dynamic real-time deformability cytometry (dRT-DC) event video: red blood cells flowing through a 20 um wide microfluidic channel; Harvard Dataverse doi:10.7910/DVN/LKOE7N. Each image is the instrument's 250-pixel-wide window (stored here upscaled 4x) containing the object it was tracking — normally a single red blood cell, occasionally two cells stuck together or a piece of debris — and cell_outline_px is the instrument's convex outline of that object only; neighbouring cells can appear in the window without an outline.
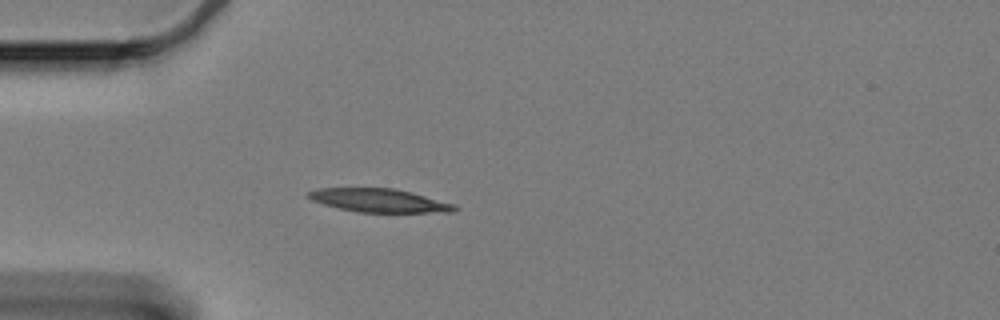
{"species": "Egyptian fruit bat (a non-hibernating species)", "species_latin": "Rousettus aegyptiacus", "temperature_condition": "cold", "stored_images_in_passage": 44, "camera_frame_rate_fps": 3000, "um_per_image_px": 0.085, "animal": {"sex": "female"}, "frame": {"image": 1, "passage_image": 1, "time_ms": 0.0, "image_size_px": [1000, 320], "cell_outline_px": [[460, 208], [456, 212], [356, 212], [324, 204], [312, 200], [308, 196], [308, 192], [320, 188], [392, 188], [412, 192], [456, 204]], "centroid_in_image_um": [32.31, 17.04], "position_along_channel_um": 52.7, "area_um2": 19.94}}
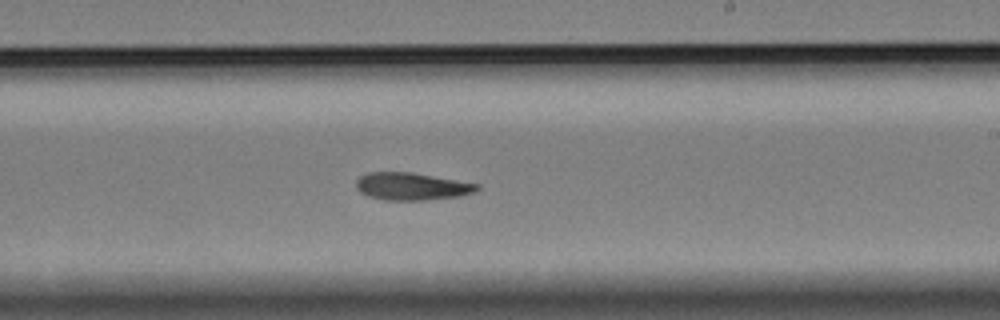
{"frame": {"image": 2, "passage_image": 20, "time_ms": 6.333, "image_size_px": [1000, 320], "cell_outline_px": [[480, 188], [472, 192], [460, 196], [424, 200], [384, 200], [368, 196], [360, 192], [356, 188], [356, 180], [360, 176], [368, 172], [412, 172], [480, 184]], "centroid_in_image_um": [34.97, 15.84], "position_along_channel_um": 254.0, "area_um2": 19.36}}
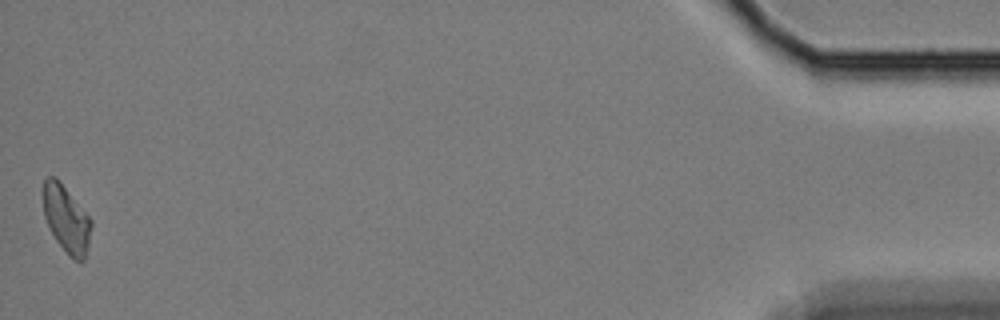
{"frame": {"image": 3, "passage_image": 44, "time_ms": 14.333, "image_size_px": [1000, 320], "cell_outline_px": [[92, 228], [88, 248], [84, 260], [80, 264], [68, 256], [56, 240], [44, 216], [44, 180], [48, 176], [56, 176], [92, 220]], "centroid_in_image_um": [5.67, 18.66], "position_along_channel_um": 429.5, "area_um2": 18.79}, "authors_computed_cell_mechanics": {"area_um2": 19.4786, "velocity_mm_per_s": 3.3161, "shape_relaxation_time_tau1_ms": null, "shape_relaxation_time_tau2_ms": 10.4291, "deformation_change_tau1": null, "deformation_change_tau2": 0.1579}}